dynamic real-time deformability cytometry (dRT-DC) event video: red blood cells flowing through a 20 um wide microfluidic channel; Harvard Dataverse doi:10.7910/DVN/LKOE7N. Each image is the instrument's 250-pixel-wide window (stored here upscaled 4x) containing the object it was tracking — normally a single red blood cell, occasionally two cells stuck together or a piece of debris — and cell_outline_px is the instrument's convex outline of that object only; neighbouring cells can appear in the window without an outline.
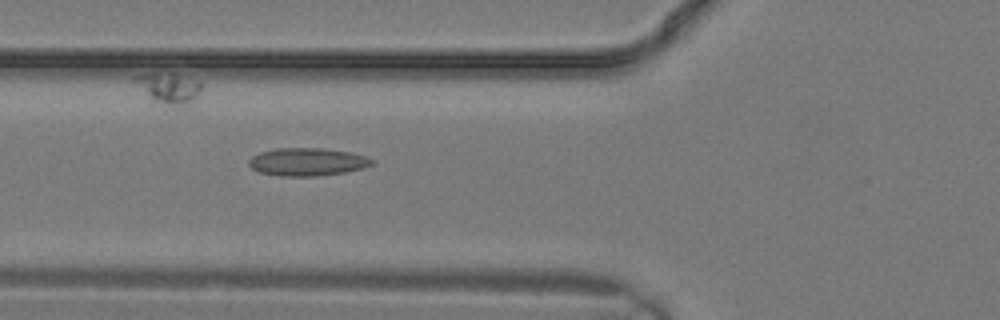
{"species": "common noctule bat (a hibernating species)", "species_latin": "Nyctalus noctula", "temperature_condition": "warm", "stored_images_in_passage": 3, "camera_frame_rate_fps": 3000, "um_per_image_px": 0.085, "animal": {"sex": "male", "body_mass_g": 19.2, "forearm_length_mm": 51.8}, "frame": {"image": 1, "passage_image": 3, "time_ms": 0.667, "image_size_px": [1000, 320], "cell_outline_px": [[376, 160], [372, 164], [364, 168], [344, 172], [316, 176], [280, 176], [260, 172], [252, 168], [248, 164], [248, 160], [252, 156], [260, 152], [276, 148], [324, 148], [348, 152], [368, 156]], "centroid_in_image_um": [26.14, 13.75], "position_along_channel_um": 99.7, "area_um2": 20.06}}